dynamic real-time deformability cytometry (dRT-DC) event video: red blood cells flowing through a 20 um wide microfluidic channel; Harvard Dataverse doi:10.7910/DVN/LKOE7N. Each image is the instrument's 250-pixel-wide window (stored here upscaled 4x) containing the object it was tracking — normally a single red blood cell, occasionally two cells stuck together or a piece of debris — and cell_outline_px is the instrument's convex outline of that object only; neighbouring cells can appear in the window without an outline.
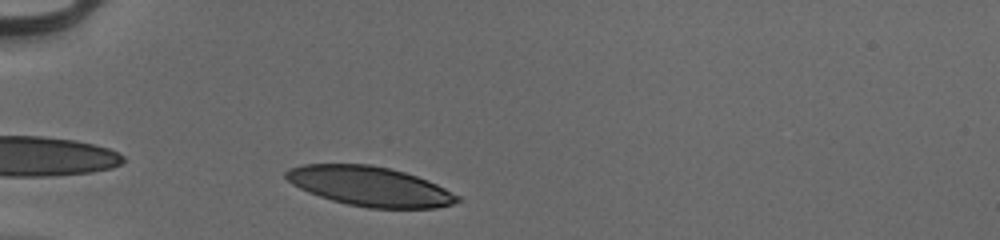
{"species": "human", "species_latin": "Homo sapiens", "temperature_condition": "cold", "stored_images_in_passage": 29, "camera_frame_rate_fps": 3000, "um_per_image_px": 0.085, "donor": {"sex": "male"}, "frame": {"image": 1, "passage_image": 1, "time_ms": 0.0, "image_size_px": [1000, 240], "cell_outline_px": [[460, 200], [452, 204], [436, 208], [368, 208], [348, 204], [332, 200], [308, 192], [292, 184], [284, 176], [284, 172], [288, 168], [300, 164], [372, 164], [404, 172], [428, 180], [460, 196]], "centroid_in_image_um": [31.41, 15.83], "position_along_channel_um": 53.6, "area_um2": 39.48}}
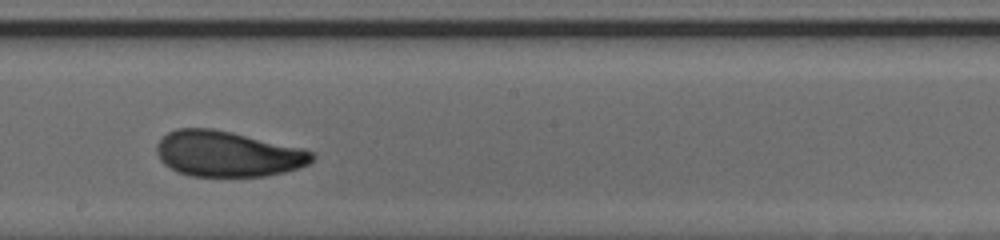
{"frame": {"image": 2, "passage_image": 16, "time_ms": 5.0, "image_size_px": [1000, 240], "cell_outline_px": [[316, 156], [308, 164], [284, 172], [264, 176], [192, 176], [180, 172], [164, 164], [160, 160], [156, 152], [156, 144], [168, 132], [176, 128], [212, 128], [232, 132], [300, 148], [312, 152]], "centroid_in_image_um": [19.31, 13.07], "position_along_channel_um": 228.9, "area_um2": 40.98}}
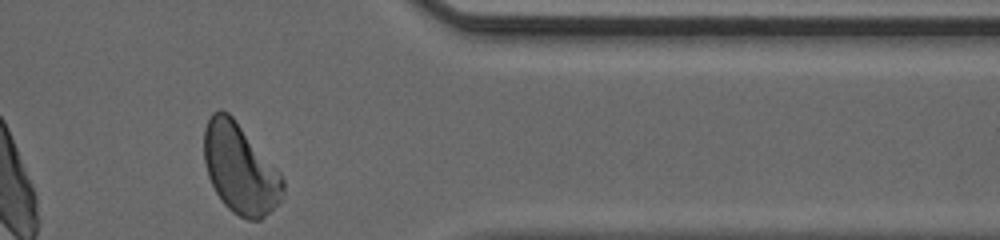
{"frame": {"image": 3, "passage_image": 29, "time_ms": 9.333, "image_size_px": [1000, 240], "cell_outline_px": [[284, 192], [280, 204], [260, 220], [248, 220], [232, 212], [224, 204], [216, 192], [208, 176], [204, 160], [204, 128], [212, 112], [220, 108], [228, 112], [232, 116], [280, 172], [284, 180]], "centroid_in_image_um": [20.42, 14.35], "position_along_channel_um": 391.0, "area_um2": 41.38}, "authors_computed_cell_mechanics": {"area_um2": 41.2114, "velocity_mm_per_s": 3.9723, "shape_relaxation_time_tau1_ms": 3.9717, "shape_relaxation_time_tau2_ms": 1.4557, "deformation_change_tau1": 0.1442, "deformation_change_tau2": 0.0762}}